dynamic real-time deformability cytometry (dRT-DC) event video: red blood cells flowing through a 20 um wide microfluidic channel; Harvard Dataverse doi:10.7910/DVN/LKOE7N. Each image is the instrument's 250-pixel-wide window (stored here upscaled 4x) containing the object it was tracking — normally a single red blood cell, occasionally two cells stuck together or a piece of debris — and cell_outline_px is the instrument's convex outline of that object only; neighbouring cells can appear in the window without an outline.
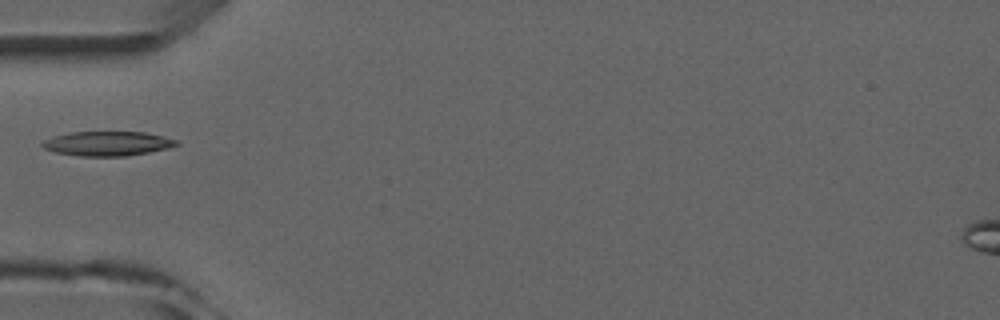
{"species": "common noctule bat (a hibernating species)", "species_latin": "Nyctalus noctula", "temperature_condition": "room temperature", "stored_images_in_passage": 5, "camera_frame_rate_fps": 3000, "um_per_image_px": 0.085, "animal": {"sex": "male", "forearm_length_mm": 52.5}, "frame": {"image": 1, "passage_image": 5, "time_ms": 4.667, "image_size_px": [1000, 320], "cell_outline_px": [[180, 144], [168, 148], [148, 152], [124, 156], [80, 156], [56, 152], [44, 148], [40, 144], [44, 140], [52, 136], [72, 132], [144, 132], [176, 140]], "centroid_in_image_um": [9.1, 12.2], "position_along_channel_um": 75.9, "area_um2": 18.9}}